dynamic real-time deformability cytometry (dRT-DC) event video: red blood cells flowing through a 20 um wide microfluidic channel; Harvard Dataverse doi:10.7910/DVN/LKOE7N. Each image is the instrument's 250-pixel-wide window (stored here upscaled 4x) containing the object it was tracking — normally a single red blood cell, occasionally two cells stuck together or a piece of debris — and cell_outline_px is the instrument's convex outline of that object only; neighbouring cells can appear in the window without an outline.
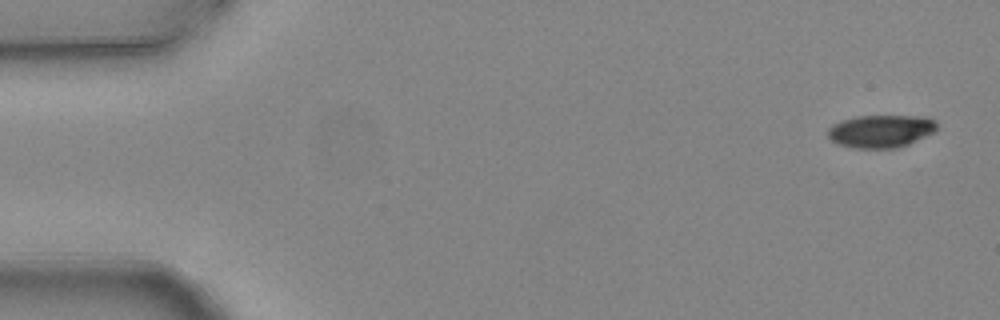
{"species": "common noctule bat (a hibernating species)", "species_latin": "Nyctalus noctula", "temperature_condition": "warm", "stored_images_in_passage": 4, "camera_frame_rate_fps": 3000, "um_per_image_px": 0.085, "animal": {"sex": "female", "body_mass_g": 24.6, "forearm_length_mm": 56.2}, "frame": {"image": 1, "passage_image": 1, "time_ms": 0.0, "image_size_px": [1000, 320], "cell_outline_px": [[936, 132], [908, 144], [896, 148], [852, 148], [840, 144], [832, 140], [828, 136], [828, 128], [832, 124], [840, 120], [856, 116], [928, 116], [936, 120]], "centroid_in_image_um": [74.89, 11.13], "position_along_channel_um": 10.1, "area_um2": 20.98}}
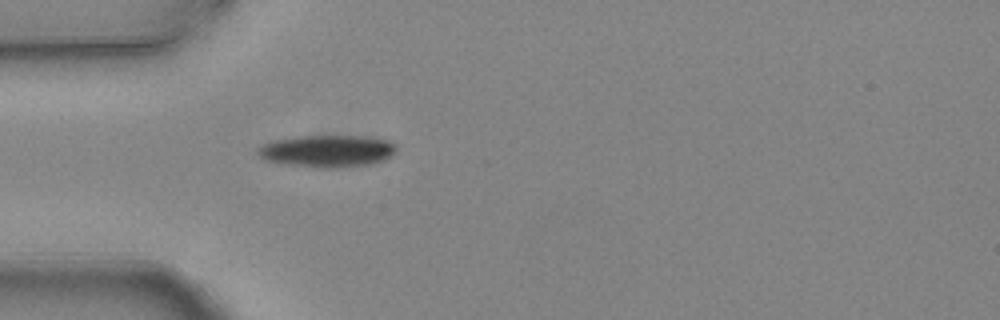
{"frame": {"image": 2, "passage_image": 4, "time_ms": 1.0, "image_size_px": [1000, 320], "cell_outline_px": [[396, 152], [392, 156], [384, 160], [368, 164], [284, 164], [268, 160], [260, 156], [256, 152], [256, 148], [260, 144], [272, 140], [304, 136], [364, 136], [388, 140], [396, 144]], "centroid_in_image_um": [27.81, 12.76], "position_along_channel_um": 57.2, "area_um2": 24.62}}